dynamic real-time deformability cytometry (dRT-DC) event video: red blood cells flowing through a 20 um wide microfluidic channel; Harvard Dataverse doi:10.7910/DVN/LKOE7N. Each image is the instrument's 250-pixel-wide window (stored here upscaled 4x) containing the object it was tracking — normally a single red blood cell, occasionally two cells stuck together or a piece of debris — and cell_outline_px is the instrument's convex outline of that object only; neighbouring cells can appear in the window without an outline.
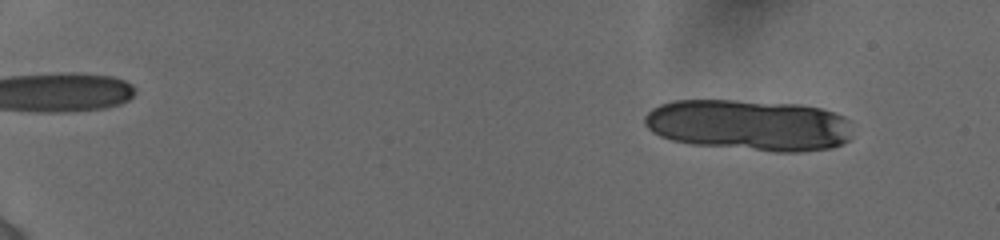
{"species": "human", "species_latin": "Homo sapiens", "temperature_condition": "cold", "stored_images_in_passage": 10, "camera_frame_rate_fps": 3000, "um_per_image_px": 0.085, "donor": {"sex": "female"}, "frame": {"image": 1, "passage_image": 2, "time_ms": 1.0, "image_size_px": [1000, 240], "cell_outline_px": [[852, 136], [844, 144], [832, 148], [804, 152], [776, 152], [692, 144], [672, 140], [660, 136], [652, 132], [644, 124], [644, 116], [652, 108], [660, 104], [672, 100], [736, 100], [800, 104], [820, 108], [844, 116], [848, 120]], "centroid_in_image_um": [63.68, 10.64], "position_along_channel_um": 21.3, "area_um2": 62.6}}
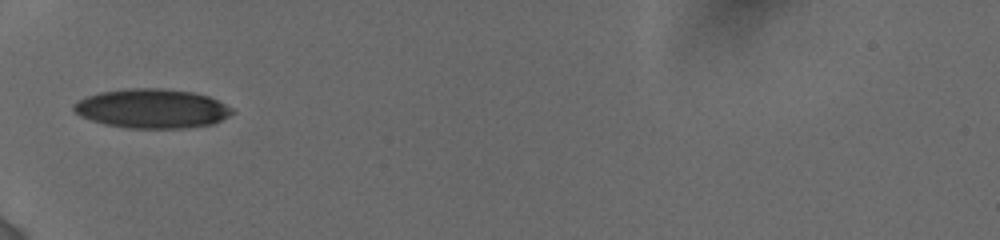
{"frame": {"image": 2, "passage_image": 8, "time_ms": 6.667, "image_size_px": [1000, 240], "cell_outline_px": [[236, 112], [216, 124], [188, 128], [128, 128], [104, 124], [80, 116], [72, 108], [72, 104], [88, 96], [100, 92], [128, 88], [160, 88], [192, 92], [208, 96], [232, 108]], "centroid_in_image_um": [12.95, 9.24], "position_along_channel_um": 72.0, "area_um2": 36.36}}
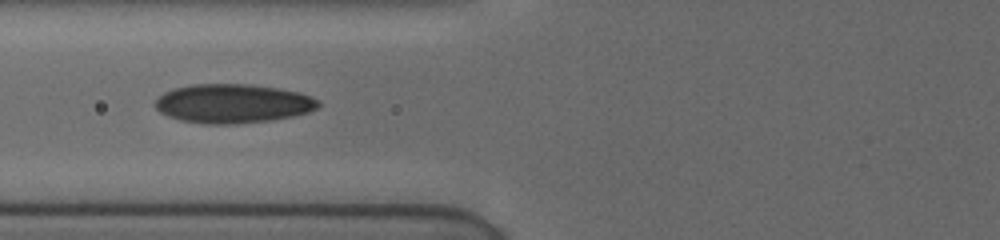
{"frame": {"image": 3, "passage_image": 9, "time_ms": 7.667, "image_size_px": [1000, 240], "cell_outline_px": [[320, 104], [316, 108], [308, 112], [292, 116], [272, 120], [236, 124], [204, 124], [180, 120], [168, 116], [160, 112], [156, 108], [156, 100], [164, 92], [172, 88], [192, 84], [252, 84], [300, 92], [312, 96], [320, 100]], "centroid_in_image_um": [19.8, 8.8], "position_along_channel_um": 106.0, "area_um2": 37.28}}